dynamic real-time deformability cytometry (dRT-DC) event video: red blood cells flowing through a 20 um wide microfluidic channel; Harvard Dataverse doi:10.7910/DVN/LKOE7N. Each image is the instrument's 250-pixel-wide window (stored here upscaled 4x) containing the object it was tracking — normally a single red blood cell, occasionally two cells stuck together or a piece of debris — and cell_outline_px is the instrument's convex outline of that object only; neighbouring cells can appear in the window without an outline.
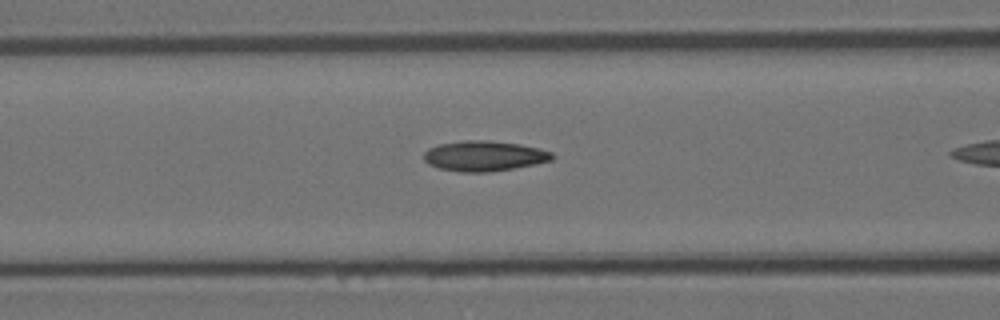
{"species": "Egyptian fruit bat (a non-hibernating species)", "species_latin": "Rousettus aegyptiacus", "temperature_condition": "room temperature", "stored_images_in_passage": 13, "camera_frame_rate_fps": 3000, "um_per_image_px": 0.085, "animal": {"sex": "female"}, "frame": {"image": 1, "passage_image": 8, "time_ms": 2.333, "image_size_px": [1000, 320], "cell_outline_px": [[556, 156], [552, 160], [536, 164], [488, 172], [460, 172], [436, 168], [428, 164], [424, 160], [424, 152], [428, 148], [440, 144], [464, 140], [488, 140], [520, 144], [540, 148], [552, 152]], "centroid_in_image_um": [41.16, 13.25], "position_along_channel_um": 125.4, "area_um2": 22.83}}
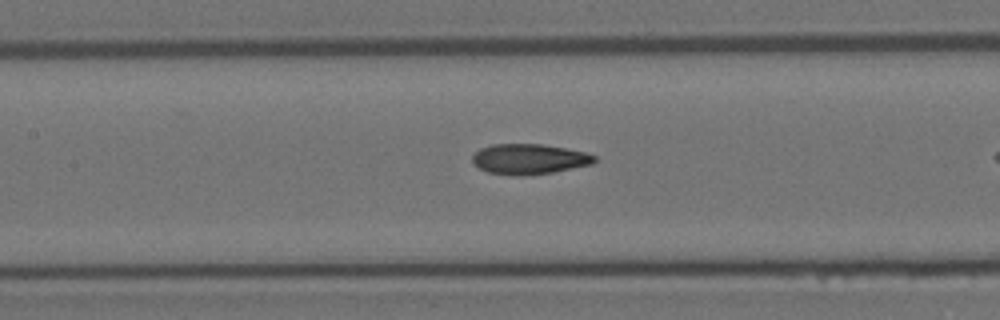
{"frame": {"image": 2, "passage_image": 11, "time_ms": 3.333, "image_size_px": [1000, 320], "cell_outline_px": [[596, 160], [592, 164], [552, 172], [520, 176], [512, 176], [488, 172], [472, 164], [472, 156], [480, 148], [492, 144], [540, 144], [588, 152], [596, 156]], "centroid_in_image_um": [44.96, 13.52], "position_along_channel_um": 162.4, "area_um2": 21.62}}